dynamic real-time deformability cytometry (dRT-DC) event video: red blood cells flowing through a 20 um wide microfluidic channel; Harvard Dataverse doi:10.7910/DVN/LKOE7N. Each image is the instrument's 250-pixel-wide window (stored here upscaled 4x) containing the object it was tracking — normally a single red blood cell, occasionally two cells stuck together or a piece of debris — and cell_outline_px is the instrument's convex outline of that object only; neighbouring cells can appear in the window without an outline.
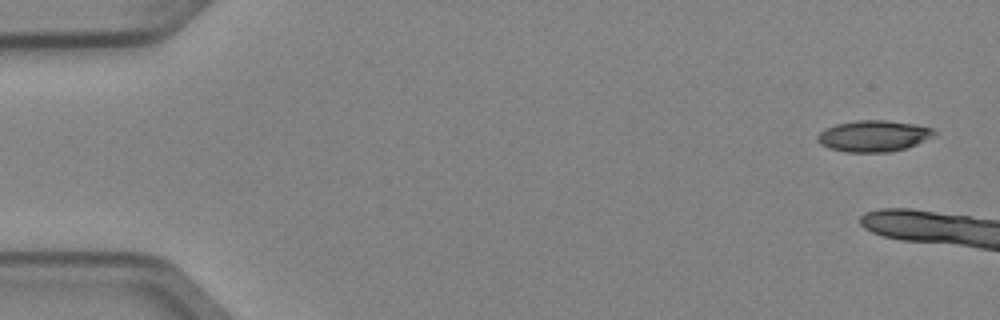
{"species": "Egyptian fruit bat (a non-hibernating species)", "species_latin": "Rousettus aegyptiacus", "temperature_condition": "cold", "stored_images_in_passage": 4, "camera_frame_rate_fps": 3000, "um_per_image_px": 0.085, "animal": {"sex": "female"}, "frame": {"image": 1, "passage_image": 1, "time_ms": 0.0, "image_size_px": [1000, 320], "cell_outline_px": [[936, 136], [916, 144], [904, 148], [888, 152], [848, 152], [828, 148], [820, 144], [816, 140], [816, 136], [824, 128], [836, 124], [856, 120], [884, 120], [912, 124], [932, 128], [936, 132]], "centroid_in_image_um": [74.22, 11.56], "position_along_channel_um": 10.8, "area_um2": 21.27}}